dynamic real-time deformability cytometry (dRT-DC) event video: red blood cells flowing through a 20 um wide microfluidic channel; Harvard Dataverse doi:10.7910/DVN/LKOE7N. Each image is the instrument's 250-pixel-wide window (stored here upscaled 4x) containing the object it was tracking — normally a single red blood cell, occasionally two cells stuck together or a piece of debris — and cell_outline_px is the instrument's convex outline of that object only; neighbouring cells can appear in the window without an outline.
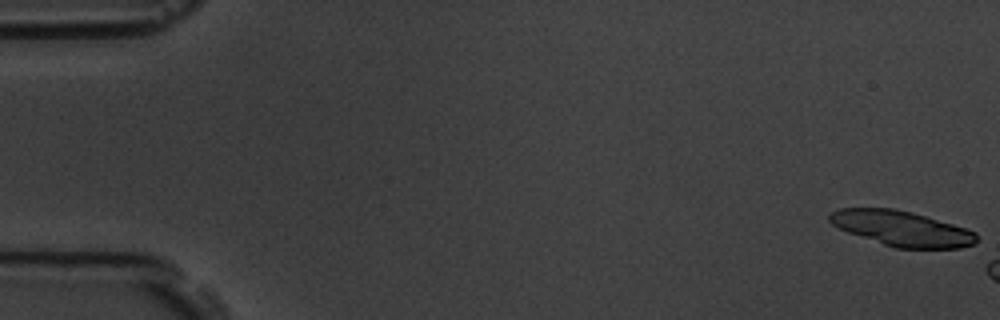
{"species": "common noctule bat (a hibernating species)", "species_latin": "Nyctalus noctula", "temperature_condition": "room temperature", "stored_images_in_passage": 7, "camera_frame_rate_fps": 3000, "um_per_image_px": 0.085, "animal": {"sex": "male", "body_mass_g": 19.5, "forearm_length_mm": 54.6}, "frame": {"image": 1, "passage_image": 1, "time_ms": 0.0, "image_size_px": [1000, 320], "cell_outline_px": [[976, 244], [960, 248], [896, 248], [848, 232], [832, 224], [828, 220], [828, 216], [832, 212], [840, 208], [896, 208], [912, 212], [952, 224], [976, 232]], "centroid_in_image_um": [76.65, 19.41], "position_along_channel_um": 8.4, "area_um2": 29.82}}